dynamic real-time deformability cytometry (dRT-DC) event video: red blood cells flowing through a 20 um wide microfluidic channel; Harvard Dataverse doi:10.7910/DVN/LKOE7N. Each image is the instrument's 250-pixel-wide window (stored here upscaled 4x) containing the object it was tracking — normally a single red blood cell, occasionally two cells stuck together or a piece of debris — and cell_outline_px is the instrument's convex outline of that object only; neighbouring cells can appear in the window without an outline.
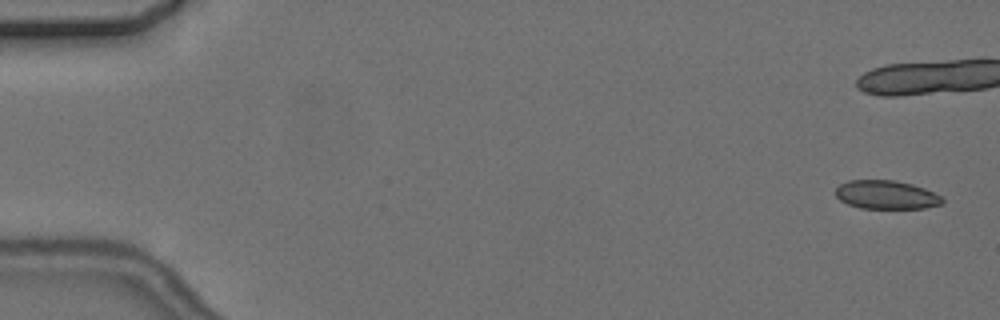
{"species": "common noctule bat (a hibernating species)", "species_latin": "Nyctalus noctula", "temperature_condition": "cold", "stored_images_in_passage": 5, "camera_frame_rate_fps": 3000, "um_per_image_px": 0.085, "animal": {"sex": "female", "body_mass_g": 24.6, "forearm_length_mm": 56.2}, "frame": {"image": 1, "passage_image": 1, "time_ms": 0.0, "image_size_px": [1000, 320], "cell_outline_px": [[944, 200], [940, 204], [924, 208], [860, 208], [848, 204], [840, 200], [836, 196], [836, 188], [840, 184], [848, 180], [896, 180], [912, 184], [924, 188], [940, 196]], "centroid_in_image_um": [75.3, 16.55], "position_along_channel_um": 9.7, "area_um2": 17.69}}